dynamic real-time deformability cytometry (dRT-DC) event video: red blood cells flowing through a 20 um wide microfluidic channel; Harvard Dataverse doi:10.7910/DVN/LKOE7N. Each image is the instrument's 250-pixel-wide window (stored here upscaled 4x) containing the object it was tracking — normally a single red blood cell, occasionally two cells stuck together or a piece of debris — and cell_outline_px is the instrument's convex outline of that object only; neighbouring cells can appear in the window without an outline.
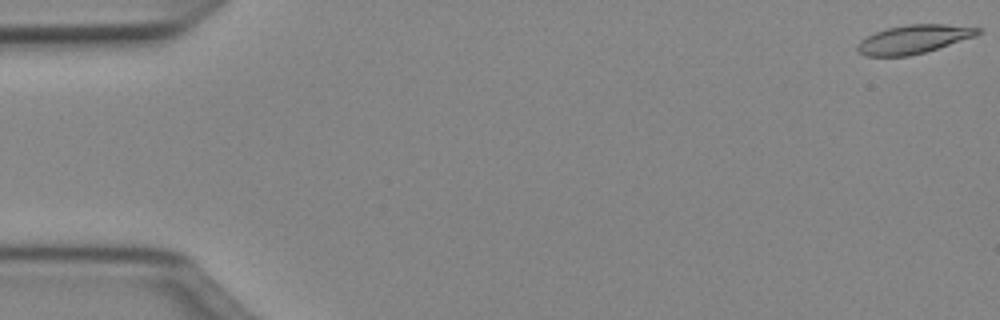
{"species": "Egyptian fruit bat (a non-hibernating species)", "species_latin": "Rousettus aegyptiacus", "temperature_condition": "cold", "stored_images_in_passage": 51, "camera_frame_rate_fps": 3000, "um_per_image_px": 0.085, "animal": {"sex": "female"}, "frame": {"image": 1, "passage_image": 1, "time_ms": 0.0, "image_size_px": [1000, 320], "cell_outline_px": [[980, 32], [976, 36], [924, 52], [908, 56], [864, 56], [856, 52], [856, 48], [860, 40], [876, 32], [888, 28], [908, 24], [944, 24], [980, 28]], "centroid_in_image_um": [77.62, 3.34], "position_along_channel_um": 7.4, "area_um2": 19.88}}
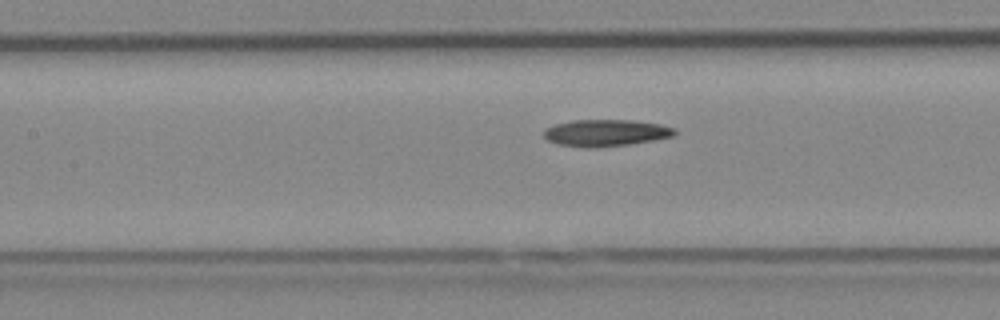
{"frame": {"image": 2, "passage_image": 23, "time_ms": 7.333, "image_size_px": [1000, 320], "cell_outline_px": [[676, 132], [672, 136], [652, 140], [628, 144], [596, 148], [584, 148], [556, 144], [548, 140], [544, 136], [544, 128], [556, 124], [572, 120], [632, 120], [660, 124], [676, 128]], "centroid_in_image_um": [51.45, 11.29], "position_along_channel_um": 155.9, "area_um2": 20.46}}
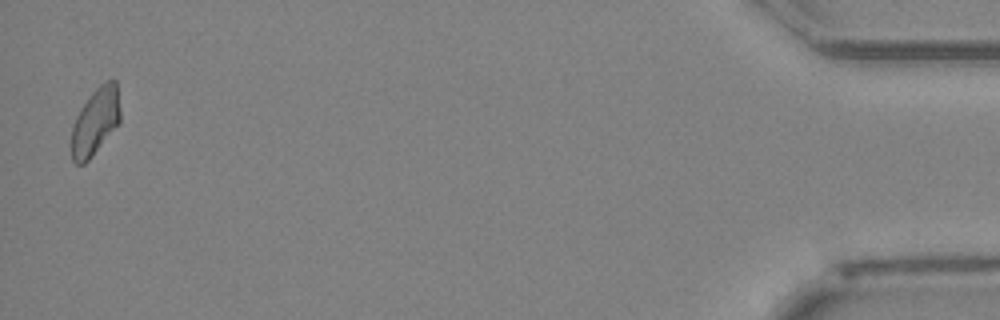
{"frame": {"image": 3, "passage_image": 50, "time_ms": 16.333, "image_size_px": [1000, 320], "cell_outline_px": [[120, 124], [92, 156], [84, 164], [76, 164], [72, 160], [72, 124], [80, 108], [92, 92], [104, 80], [112, 76], [116, 80], [120, 112]], "centroid_in_image_um": [8.13, 10.29], "position_along_channel_um": 427.1, "area_um2": 19.36}, "authors_computed_cell_mechanics": {"area_um2": 19.941, "velocity_mm_per_s": 4.0267, "shape_relaxation_time_tau1_ms": 8.8295, "shape_relaxation_time_tau2_ms": 10.6945, "deformation_change_tau1": 0.1879, "deformation_change_tau2": 0.1799}}